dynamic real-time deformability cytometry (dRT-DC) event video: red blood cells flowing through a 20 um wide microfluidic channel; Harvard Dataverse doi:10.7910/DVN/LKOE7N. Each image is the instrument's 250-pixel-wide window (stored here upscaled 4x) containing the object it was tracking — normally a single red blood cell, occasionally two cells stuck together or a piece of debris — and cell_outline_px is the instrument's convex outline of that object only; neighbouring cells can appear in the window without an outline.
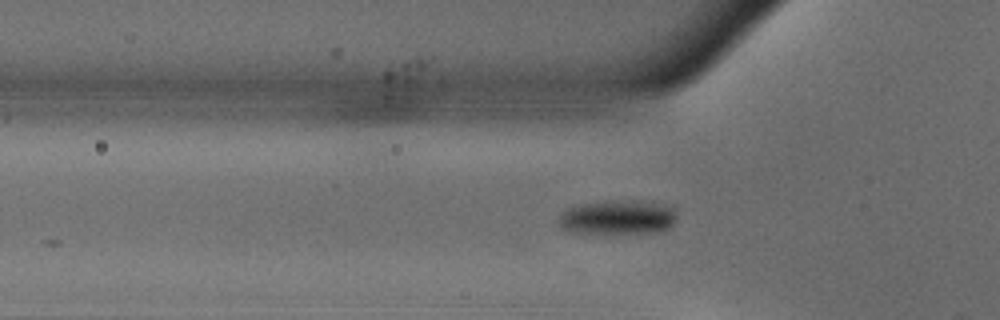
{"species": "common noctule bat (a hibernating species)", "species_latin": "Nyctalus noctula", "temperature_condition": "warm", "stored_images_in_passage": 17, "camera_frame_rate_fps": 3000, "um_per_image_px": 0.085, "animal": {"sex": "male", "body_mass_g": 18.8}, "frame": {"image": 1, "passage_image": 6, "time_ms": 1.667, "image_size_px": [1000, 320], "cell_outline_px": [[676, 216], [672, 224], [664, 232], [576, 232], [560, 228], [560, 212], [568, 208], [584, 204], [632, 200], [652, 200], [672, 204]], "centroid_in_image_um": [52.62, 18.44], "position_along_channel_um": 73.2, "area_um2": 23.47}}
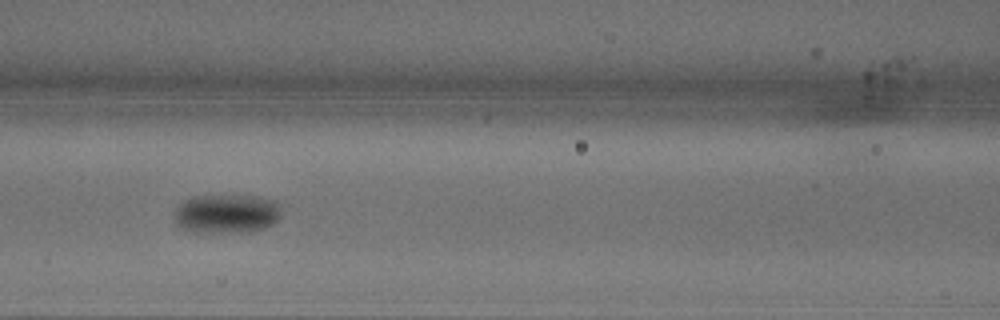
{"frame": {"image": 2, "passage_image": 12, "time_ms": 3.667, "image_size_px": [1000, 320], "cell_outline_px": [[280, 212], [276, 220], [272, 224], [264, 228], [248, 232], [196, 232], [180, 228], [176, 224], [176, 208], [184, 200], [196, 196], [260, 196], [276, 200], [280, 204]], "centroid_in_image_um": [19.28, 18.16], "position_along_channel_um": 147.3, "area_um2": 24.28}}
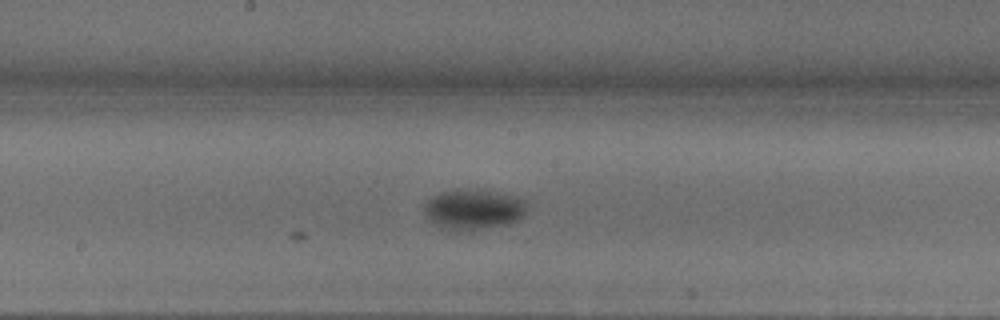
{"frame": {"image": 3, "passage_image": 17, "time_ms": 5.333, "image_size_px": [1000, 320], "cell_outline_px": [[528, 208], [524, 216], [520, 220], [508, 224], [460, 232], [456, 232], [436, 224], [424, 212], [424, 208], [428, 200], [432, 196], [440, 192], [488, 192], [516, 196], [524, 200], [528, 204]], "centroid_in_image_um": [40.32, 17.85], "position_along_channel_um": 207.9, "area_um2": 23.35}}